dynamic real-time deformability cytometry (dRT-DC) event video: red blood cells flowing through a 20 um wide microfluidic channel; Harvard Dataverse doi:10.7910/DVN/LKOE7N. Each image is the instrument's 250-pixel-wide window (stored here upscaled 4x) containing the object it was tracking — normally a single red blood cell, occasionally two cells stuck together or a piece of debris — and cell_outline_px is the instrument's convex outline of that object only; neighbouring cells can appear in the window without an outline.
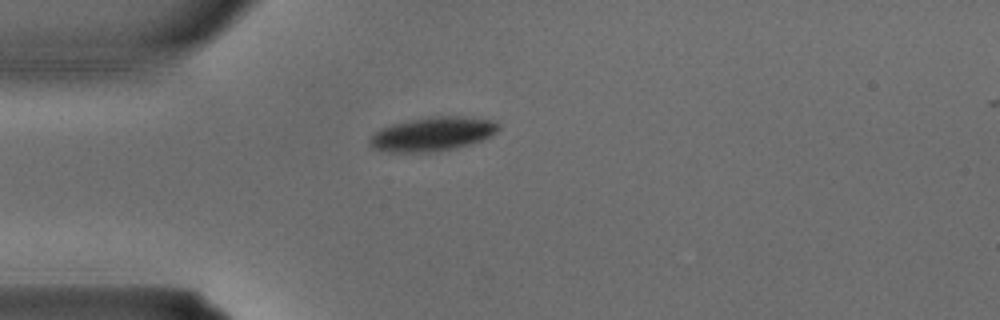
{"species": "common noctule bat (a hibernating species)", "species_latin": "Nyctalus noctula", "temperature_condition": "warm", "stored_images_in_passage": 3, "camera_frame_rate_fps": 3000, "um_per_image_px": 0.085, "animal": {"sex": "male", "body_mass_g": 15.6}, "frame": {"image": 1, "passage_image": 3, "time_ms": 0.667, "image_size_px": [1000, 320], "cell_outline_px": [[500, 128], [492, 136], [456, 148], [432, 152], [388, 152], [372, 148], [368, 144], [368, 140], [380, 128], [392, 124], [432, 116], [456, 116], [492, 120], [500, 124]], "centroid_in_image_um": [36.75, 11.4], "position_along_channel_um": 48.3, "area_um2": 25.37}}